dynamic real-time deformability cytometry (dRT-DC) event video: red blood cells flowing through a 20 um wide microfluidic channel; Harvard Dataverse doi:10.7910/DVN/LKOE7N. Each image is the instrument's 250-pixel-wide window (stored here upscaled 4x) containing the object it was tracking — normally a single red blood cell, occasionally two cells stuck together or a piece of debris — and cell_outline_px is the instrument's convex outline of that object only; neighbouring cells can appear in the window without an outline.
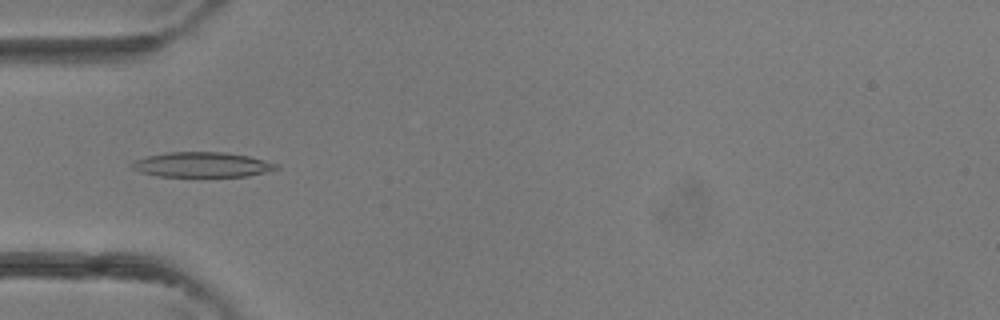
{"species": "common noctule bat (a hibernating species)", "species_latin": "Nyctalus noctula", "temperature_condition": "room temperature", "stored_images_in_passage": 3, "camera_frame_rate_fps": 3000, "um_per_image_px": 0.085, "animal": {"sex": "female"}, "frame": {"image": 1, "passage_image": 3, "time_ms": 0.667, "image_size_px": [1000, 320], "cell_outline_px": [[280, 168], [268, 172], [248, 176], [156, 176], [140, 172], [132, 168], [128, 164], [132, 160], [148, 156], [168, 152], [224, 152], [248, 156], [276, 164]], "centroid_in_image_um": [17.12, 14.0], "position_along_channel_um": 67.9, "area_um2": 21.04}}